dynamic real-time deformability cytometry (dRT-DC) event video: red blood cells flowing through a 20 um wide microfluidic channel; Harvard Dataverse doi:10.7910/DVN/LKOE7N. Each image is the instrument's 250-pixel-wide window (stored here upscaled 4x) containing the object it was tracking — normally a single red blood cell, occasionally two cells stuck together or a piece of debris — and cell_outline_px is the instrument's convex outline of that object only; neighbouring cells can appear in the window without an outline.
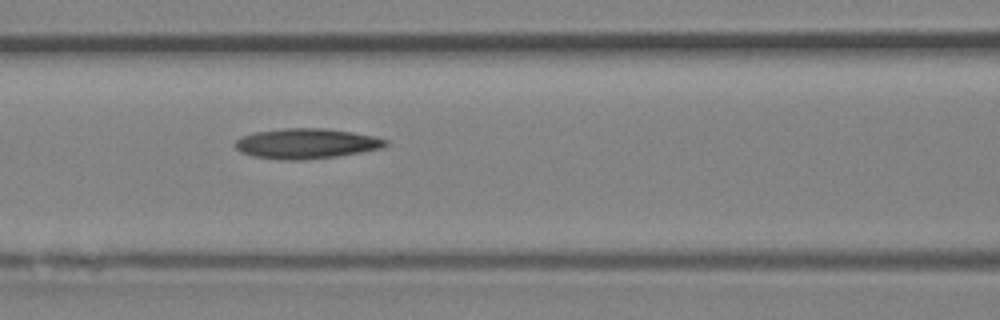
{"species": "Egyptian fruit bat (a non-hibernating species)", "species_latin": "Rousettus aegyptiacus", "temperature_condition": "room temperature", "stored_images_in_passage": 5, "camera_frame_rate_fps": 3000, "um_per_image_px": 0.085, "animal": {"sex": "female"}, "frame": {"image": 1, "passage_image": 5, "time_ms": 1.333, "image_size_px": [1000, 320], "cell_outline_px": [[388, 144], [380, 148], [360, 152], [336, 156], [300, 160], [280, 160], [252, 156], [240, 152], [236, 148], [236, 140], [240, 136], [252, 132], [284, 128], [324, 128], [352, 132], [376, 136], [388, 140]], "centroid_in_image_um": [26.0, 12.19], "position_along_channel_um": 140.6, "area_um2": 26.53}}